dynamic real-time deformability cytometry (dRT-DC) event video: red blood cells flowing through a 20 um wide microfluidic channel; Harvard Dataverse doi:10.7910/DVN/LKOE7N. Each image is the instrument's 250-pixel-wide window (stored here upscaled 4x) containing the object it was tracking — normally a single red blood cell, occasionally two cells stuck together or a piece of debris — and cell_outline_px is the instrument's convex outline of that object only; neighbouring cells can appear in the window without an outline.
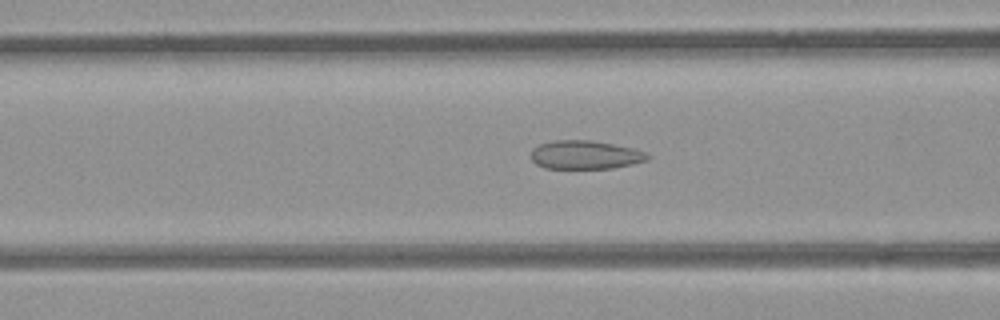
{"species": "common noctule bat (a hibernating species)", "species_latin": "Nyctalus noctula", "temperature_condition": "room temperature", "stored_images_in_passage": 36, "camera_frame_rate_fps": 3000, "um_per_image_px": 0.085, "animal": {"sex": "female", "body_mass_g": 21.9}, "frame": {"image": 1, "passage_image": 4, "time_ms": 1.0, "image_size_px": [1000, 320], "cell_outline_px": [[652, 156], [648, 160], [632, 164], [612, 168], [544, 168], [536, 164], [532, 160], [532, 148], [540, 144], [556, 140], [592, 140], [632, 148], [648, 152]], "centroid_in_image_um": [49.78, 13.16], "position_along_channel_um": 116.8, "area_um2": 19.42}}
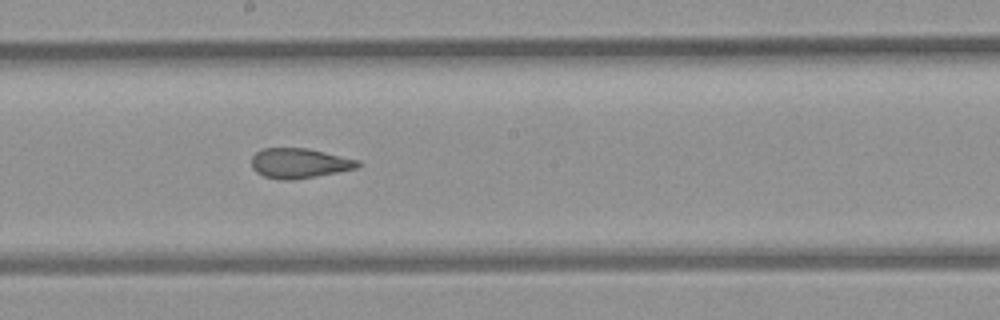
{"frame": {"image": 2, "passage_image": 12, "time_ms": 3.667, "image_size_px": [1000, 320], "cell_outline_px": [[360, 164], [356, 168], [316, 176], [292, 180], [280, 180], [264, 176], [256, 172], [252, 168], [252, 156], [256, 152], [264, 148], [308, 148], [360, 160]], "centroid_in_image_um": [25.42, 13.87], "position_along_channel_um": 222.8, "area_um2": 18.5}}
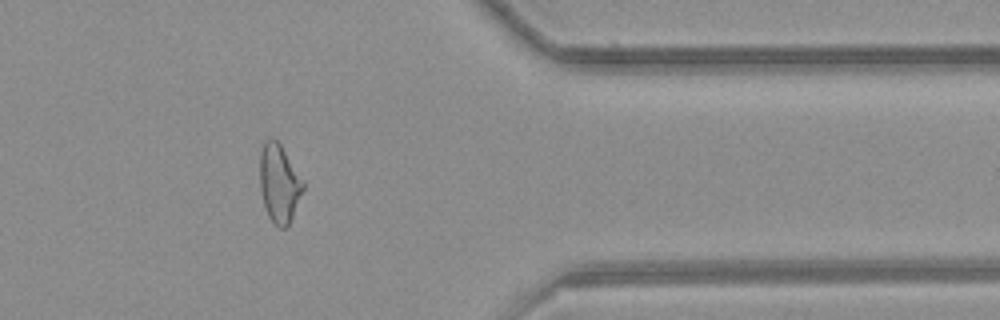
{"frame": {"image": 3, "passage_image": 26, "time_ms": 8.333, "image_size_px": [1000, 320], "cell_outline_px": [[304, 188], [292, 216], [288, 224], [284, 228], [280, 228], [268, 216], [264, 204], [260, 188], [260, 156], [264, 140], [276, 140], [280, 144], [304, 180]], "centroid_in_image_um": [23.73, 15.57], "position_along_channel_um": 387.7, "area_um2": 19.36}}